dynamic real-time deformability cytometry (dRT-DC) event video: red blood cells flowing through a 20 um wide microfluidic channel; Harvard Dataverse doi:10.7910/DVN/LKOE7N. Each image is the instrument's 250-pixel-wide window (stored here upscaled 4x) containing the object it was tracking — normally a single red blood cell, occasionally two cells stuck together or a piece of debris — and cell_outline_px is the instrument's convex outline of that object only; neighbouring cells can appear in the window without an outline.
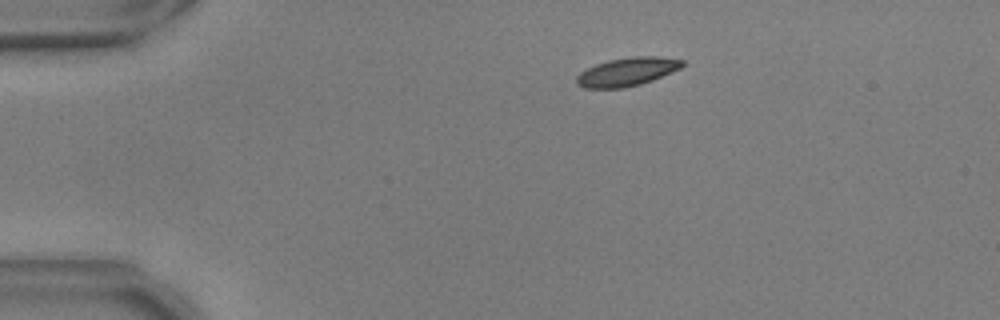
{"species": "common noctule bat (a hibernating species)", "species_latin": "Nyctalus noctula", "temperature_condition": "warm", "stored_images_in_passage": 48, "camera_frame_rate_fps": 3000, "um_per_image_px": 0.085, "animal": {"sex": "male", "body_mass_g": 17.9, "forearm_length_mm": 54.2}, "frame": {"image": 1, "passage_image": 3, "time_ms": 0.667, "image_size_px": [1000, 320], "cell_outline_px": [[684, 64], [680, 68], [672, 72], [652, 80], [640, 84], [624, 88], [584, 88], [576, 84], [576, 76], [580, 72], [596, 64], [608, 60], [632, 56], [656, 56], [684, 60]], "centroid_in_image_um": [53.29, 6.1], "position_along_channel_um": 31.7, "area_um2": 17.51}}
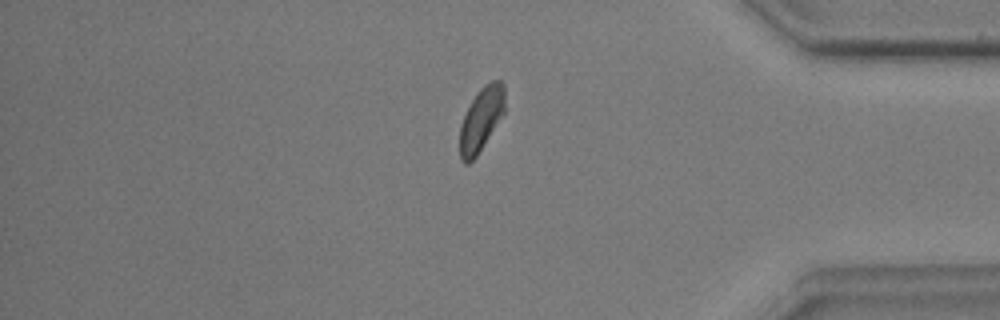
{"frame": {"image": 2, "passage_image": 39, "time_ms": 12.667, "image_size_px": [1000, 320], "cell_outline_px": [[504, 112], [476, 156], [468, 164], [464, 164], [460, 160], [460, 124], [472, 100], [480, 88], [484, 84], [492, 80], [500, 80], [504, 84]], "centroid_in_image_um": [40.89, 10.13], "position_along_channel_um": 394.3, "area_um2": 16.42}}
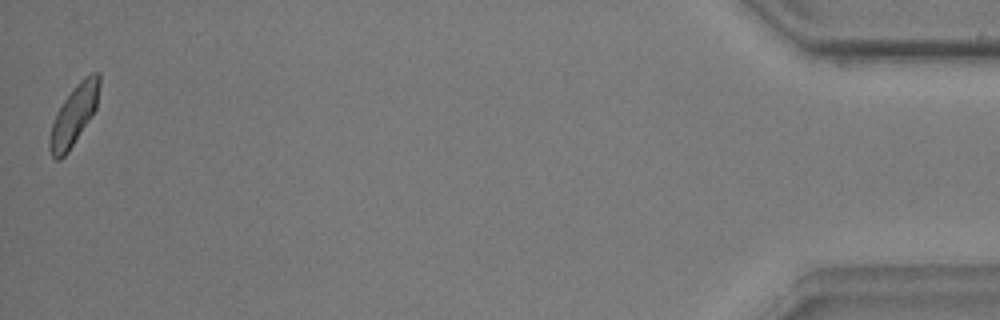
{"frame": {"image": 3, "passage_image": 47, "time_ms": 15.333, "image_size_px": [1000, 320], "cell_outline_px": [[100, 84], [96, 108], [92, 116], [68, 152], [60, 160], [56, 160], [52, 156], [48, 148], [48, 140], [52, 124], [56, 112], [64, 100], [76, 84], [84, 76], [92, 72], [100, 72]], "centroid_in_image_um": [6.28, 9.79], "position_along_channel_um": 428.9, "area_um2": 17.46}, "authors_computed_cell_mechanics": {"area_um2": 17.3978, "velocity_mm_per_s": 3.6868, "shape_relaxation_time_tau1_ms": 2.6805, "shape_relaxation_time_tau2_ms": 1.6878, "deformation_change_tau1": 0.1125, "deformation_change_tau2": 0.0627}}